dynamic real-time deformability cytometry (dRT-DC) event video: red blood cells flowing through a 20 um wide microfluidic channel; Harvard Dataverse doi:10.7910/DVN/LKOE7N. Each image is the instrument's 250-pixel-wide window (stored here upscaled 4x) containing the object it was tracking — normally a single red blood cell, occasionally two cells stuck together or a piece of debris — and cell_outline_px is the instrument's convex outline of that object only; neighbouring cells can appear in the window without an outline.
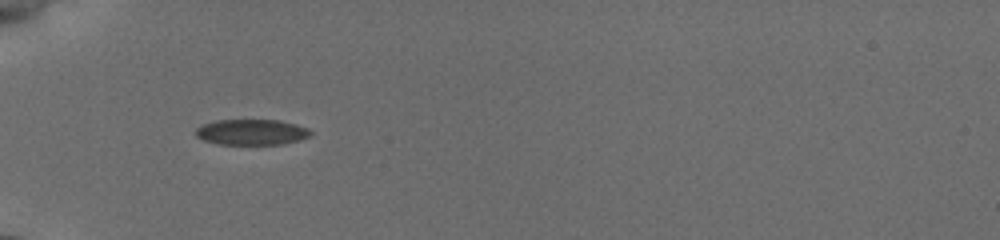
{"species": "common noctule bat (a hibernating species)", "species_latin": "Nyctalus noctula", "temperature_condition": "cold", "stored_images_in_passage": 2, "camera_frame_rate_fps": 3000, "um_per_image_px": 0.085, "animal": {"sex": "female", "body_mass_g": 19.5, "forearm_length_mm": 54.1}, "frame": {"image": 1, "passage_image": 1, "time_ms": 0.0, "image_size_px": [1000, 240], "cell_outline_px": [[312, 132], [308, 136], [300, 140], [280, 144], [216, 144], [204, 140], [196, 136], [196, 128], [204, 124], [216, 120], [276, 120], [308, 128]], "centroid_in_image_um": [21.35, 11.23], "position_along_channel_um": 63.6, "area_um2": 16.94}}